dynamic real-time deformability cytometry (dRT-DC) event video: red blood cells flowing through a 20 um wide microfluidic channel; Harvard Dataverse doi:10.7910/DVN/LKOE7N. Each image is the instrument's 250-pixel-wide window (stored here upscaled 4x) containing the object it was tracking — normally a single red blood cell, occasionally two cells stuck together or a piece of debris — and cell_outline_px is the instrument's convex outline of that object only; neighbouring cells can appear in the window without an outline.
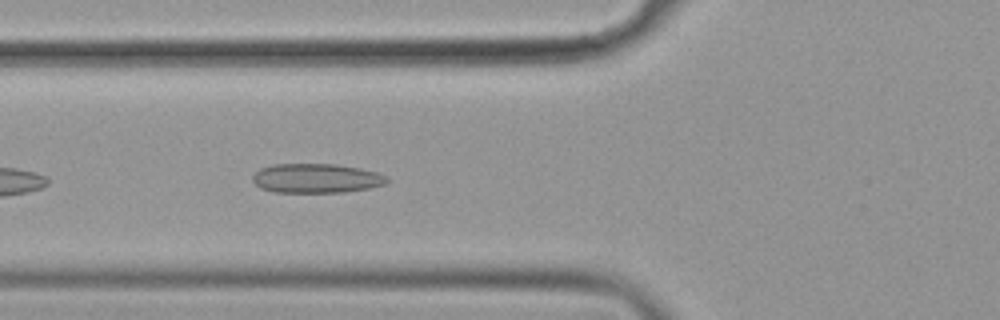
{"species": "common noctule bat (a hibernating species)", "species_latin": "Nyctalus noctula", "temperature_condition": "cold", "stored_images_in_passage": 42, "camera_frame_rate_fps": 3000, "um_per_image_px": 0.085, "animal": {"sex": "female", "body_mass_g": 19.9}, "frame": {"image": 1, "passage_image": 7, "time_ms": 2.0, "image_size_px": [1000, 320], "cell_outline_px": [[388, 184], [368, 188], [344, 192], [272, 192], [260, 188], [252, 180], [252, 176], [260, 168], [272, 164], [336, 164], [360, 168], [376, 172], [384, 176], [388, 180]], "centroid_in_image_um": [26.86, 15.15], "position_along_channel_um": 98.9, "area_um2": 23.0}}
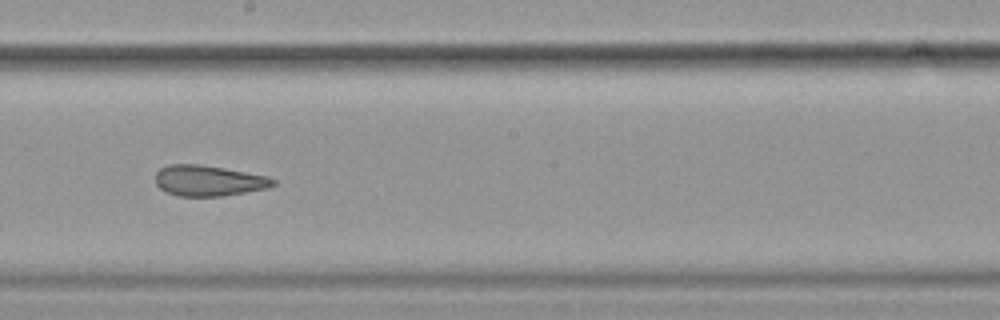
{"frame": {"image": 2, "passage_image": 18, "time_ms": 5.667, "image_size_px": [1000, 320], "cell_outline_px": [[276, 184], [268, 188], [220, 196], [180, 196], [168, 192], [160, 188], [156, 184], [156, 172], [160, 168], [168, 164], [200, 164], [224, 168], [268, 176], [276, 180]], "centroid_in_image_um": [17.73, 15.34], "position_along_channel_um": 230.5, "area_um2": 20.98}}
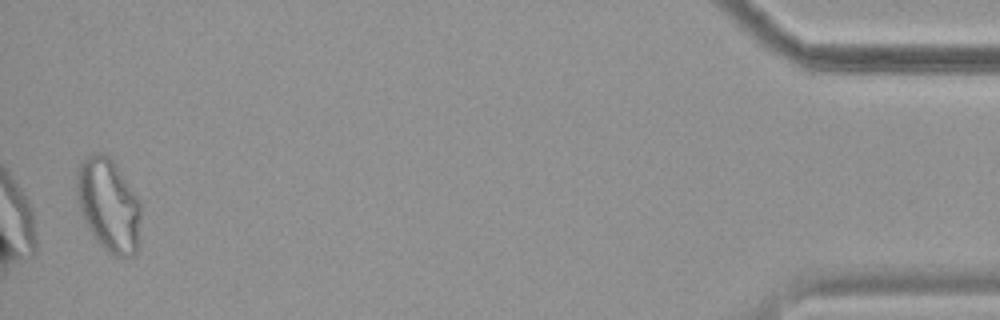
{"frame": {"image": 3, "passage_image": 41, "time_ms": 13.333, "image_size_px": [1000, 320], "cell_outline_px": [[140, 216], [136, 252], [132, 256], [112, 256], [96, 240], [88, 228], [80, 212], [76, 192], [76, 176], [80, 164], [88, 156], [96, 152], [100, 152], [108, 156], [116, 164], [140, 200]], "centroid_in_image_um": [9.22, 17.41], "position_along_channel_um": 426.0, "area_um2": 34.68}, "authors_computed_cell_mechanics": {"area_um2": 22.8021, "velocity_mm_per_s": 3.5856, "shape_relaxation_time_tau1_ms": null, "shape_relaxation_time_tau2_ms": 2.7575, "deformation_change_tau1": null, "deformation_change_tau2": 0.1019}}